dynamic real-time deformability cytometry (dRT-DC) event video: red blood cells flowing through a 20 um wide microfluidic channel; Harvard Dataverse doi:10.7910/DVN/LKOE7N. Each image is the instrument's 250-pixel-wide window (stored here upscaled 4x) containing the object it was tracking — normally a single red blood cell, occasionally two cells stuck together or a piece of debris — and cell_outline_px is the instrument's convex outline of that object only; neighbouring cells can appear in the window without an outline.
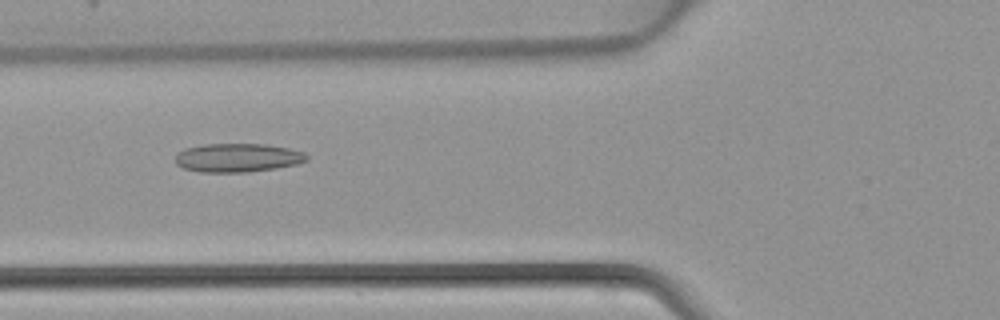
{"species": "common noctule bat (a hibernating species)", "species_latin": "Nyctalus noctula", "temperature_condition": "warm", "stored_images_in_passage": 44, "camera_frame_rate_fps": 3000, "um_per_image_px": 0.085, "animal": {"sex": "female", "body_mass_g": 22.7, "forearm_length_mm": 54.2}, "frame": {"image": 1, "passage_image": 17, "time_ms": 5.333, "image_size_px": [1000, 320], "cell_outline_px": [[308, 160], [296, 164], [276, 168], [248, 172], [200, 172], [184, 168], [176, 164], [176, 152], [184, 148], [204, 144], [264, 144], [288, 148], [304, 152], [308, 156]], "centroid_in_image_um": [20.18, 13.4], "position_along_channel_um": 105.6, "area_um2": 22.02}}
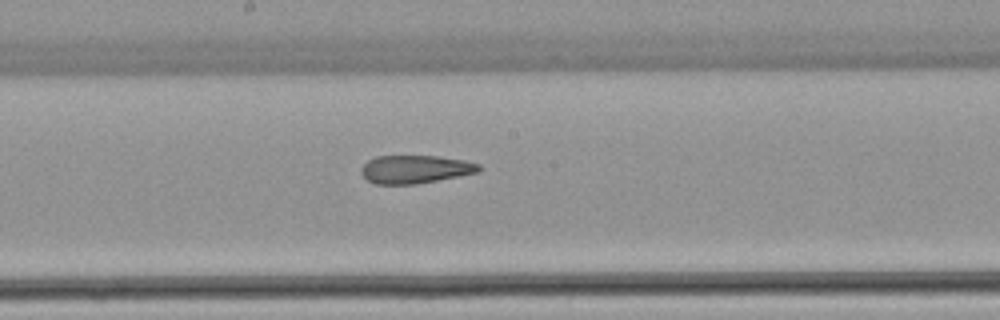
{"frame": {"image": 2, "passage_image": 24, "time_ms": 7.667, "image_size_px": [1000, 320], "cell_outline_px": [[480, 172], [460, 176], [416, 184], [376, 184], [368, 180], [360, 172], [360, 168], [368, 160], [376, 156], [436, 156], [464, 160], [480, 164]], "centroid_in_image_um": [35.29, 14.39], "position_along_channel_um": 212.9, "area_um2": 19.31}}
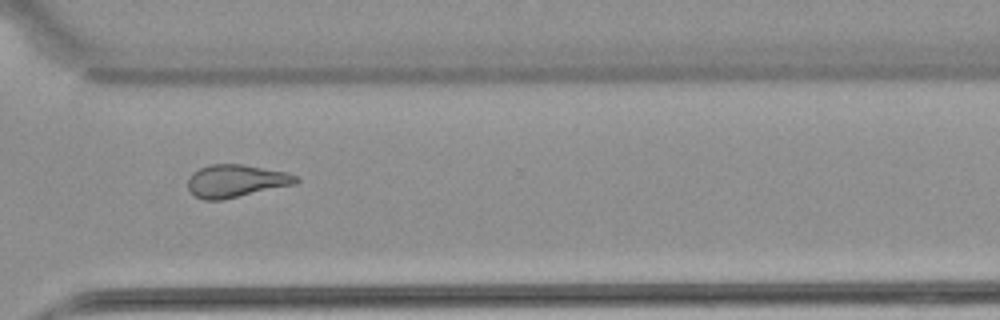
{"frame": {"image": 3, "passage_image": 33, "time_ms": 10.667, "image_size_px": [1000, 320], "cell_outline_px": [[300, 180], [296, 184], [220, 200], [204, 200], [196, 196], [188, 188], [188, 180], [192, 172], [200, 168], [212, 164], [244, 164], [284, 172], [300, 176]], "centroid_in_image_um": [20.08, 15.37], "position_along_channel_um": 350.5, "area_um2": 20.46}}